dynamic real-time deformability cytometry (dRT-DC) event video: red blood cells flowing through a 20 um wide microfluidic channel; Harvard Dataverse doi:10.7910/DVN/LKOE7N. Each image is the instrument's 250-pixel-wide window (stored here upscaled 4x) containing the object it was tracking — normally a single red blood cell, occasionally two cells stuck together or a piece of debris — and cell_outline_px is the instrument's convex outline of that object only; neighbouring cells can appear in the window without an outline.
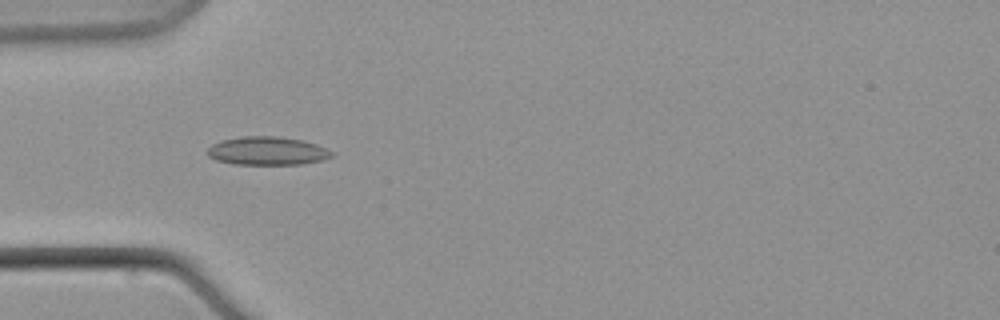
{"species": "common noctule bat (a hibernating species)", "species_latin": "Nyctalus noctula", "temperature_condition": "warm", "stored_images_in_passage": 7, "camera_frame_rate_fps": 3000, "um_per_image_px": 0.085, "animal": {"sex": "male", "body_mass_g": 21.5, "forearm_length_mm": 52.0}, "frame": {"image": 1, "passage_image": 6, "time_ms": 6.333, "image_size_px": [1000, 320], "cell_outline_px": [[332, 156], [320, 160], [300, 164], [232, 164], [216, 160], [208, 156], [204, 152], [212, 144], [220, 140], [240, 136], [280, 136], [300, 140], [316, 144], [332, 152]], "centroid_in_image_um": [22.62, 12.82], "position_along_channel_um": 62.4, "area_um2": 20.52}}